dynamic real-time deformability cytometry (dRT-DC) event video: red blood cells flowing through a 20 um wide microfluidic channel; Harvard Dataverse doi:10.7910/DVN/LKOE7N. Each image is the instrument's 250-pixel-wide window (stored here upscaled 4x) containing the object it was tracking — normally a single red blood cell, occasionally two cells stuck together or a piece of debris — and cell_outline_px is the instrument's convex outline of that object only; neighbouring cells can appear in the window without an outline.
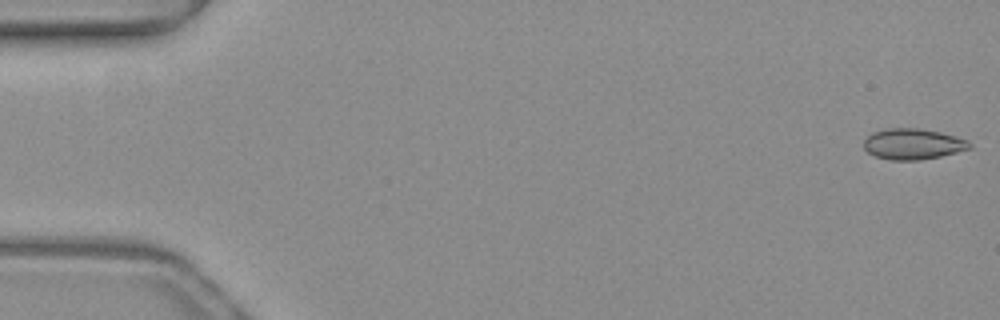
{"species": "common noctule bat (a hibernating species)", "species_latin": "Nyctalus noctula", "temperature_condition": "warm", "stored_images_in_passage": 51, "camera_frame_rate_fps": 3000, "um_per_image_px": 0.085, "animal": {"sex": "female", "body_mass_g": 19.3, "forearm_length_mm": 54.1}, "frame": {"image": 1, "passage_image": 1, "time_ms": 0.0, "image_size_px": [1000, 320], "cell_outline_px": [[972, 148], [940, 156], [920, 160], [888, 160], [876, 156], [868, 152], [864, 148], [864, 140], [872, 132], [888, 128], [920, 128], [940, 132], [968, 140], [972, 144]], "centroid_in_image_um": [77.6, 12.24], "position_along_channel_um": 7.4, "area_um2": 19.02}}
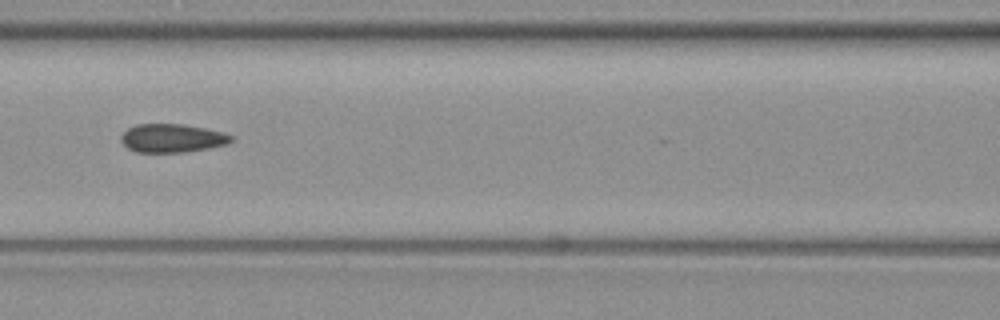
{"frame": {"image": 2, "passage_image": 23, "time_ms": 7.333, "image_size_px": [1000, 320], "cell_outline_px": [[232, 140], [228, 144], [208, 148], [184, 152], [136, 152], [128, 148], [120, 140], [120, 136], [128, 128], [136, 124], [184, 124], [224, 132], [232, 136]], "centroid_in_image_um": [14.62, 11.74], "position_along_channel_um": 152.0, "area_um2": 18.26}}
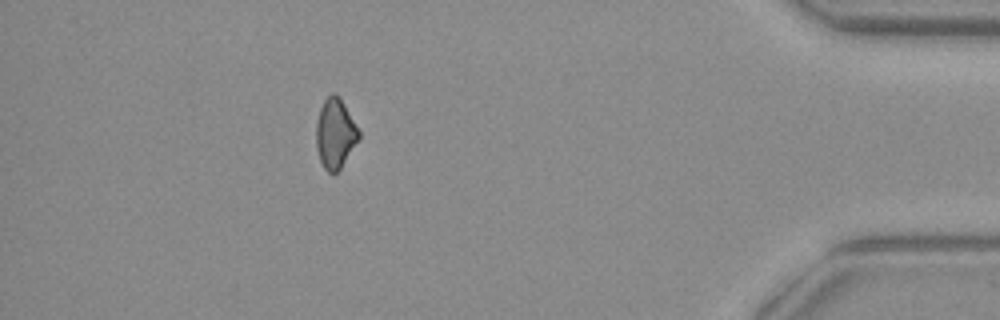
{"frame": {"image": 3, "passage_image": 46, "time_ms": 15.0, "image_size_px": [1000, 320], "cell_outline_px": [[360, 136], [340, 168], [336, 172], [328, 172], [324, 168], [320, 160], [316, 148], [316, 120], [320, 108], [324, 100], [332, 92], [336, 92], [344, 104], [360, 132]], "centroid_in_image_um": [28.46, 11.32], "position_along_channel_um": 406.7, "area_um2": 17.11}, "authors_computed_cell_mechanics": {"area_um2": 18.496, "velocity_mm_per_s": 4.0087, "shape_relaxation_time_tau1_ms": null, "shape_relaxation_time_tau2_ms": 2.932, "deformation_change_tau1": null, "deformation_change_tau2": 0.0557}}